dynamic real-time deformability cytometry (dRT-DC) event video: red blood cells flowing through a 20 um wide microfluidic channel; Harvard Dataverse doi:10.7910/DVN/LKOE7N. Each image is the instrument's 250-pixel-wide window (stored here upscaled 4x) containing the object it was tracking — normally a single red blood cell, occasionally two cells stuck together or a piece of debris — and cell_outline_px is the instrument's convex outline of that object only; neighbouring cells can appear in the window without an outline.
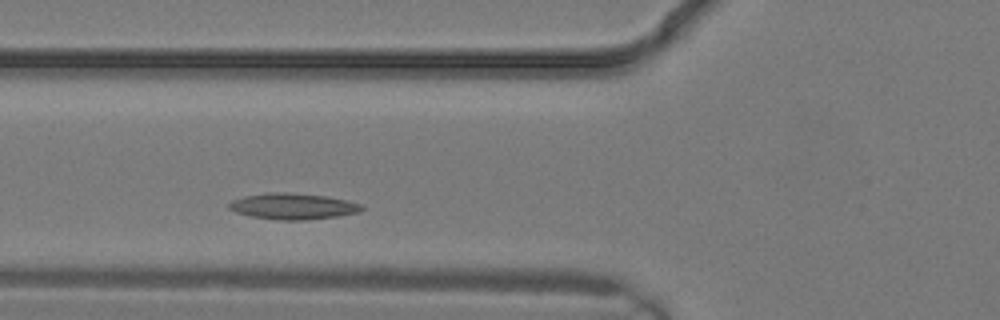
{"species": "common noctule bat (a hibernating species)", "species_latin": "Nyctalus noctula", "temperature_condition": "warm", "stored_images_in_passage": 7, "camera_frame_rate_fps": 3000, "um_per_image_px": 0.085, "animal": {"sex": "male", "body_mass_g": 19.2, "forearm_length_mm": 51.8}, "frame": {"image": 1, "passage_image": 2, "time_ms": 0.333, "image_size_px": [1000, 320], "cell_outline_px": [[364, 208], [360, 212], [340, 216], [304, 220], [280, 220], [252, 216], [236, 212], [228, 208], [228, 204], [232, 200], [244, 196], [268, 192], [288, 192], [328, 196], [360, 204]], "centroid_in_image_um": [24.9, 17.53], "position_along_channel_um": 100.9, "area_um2": 20.17}}
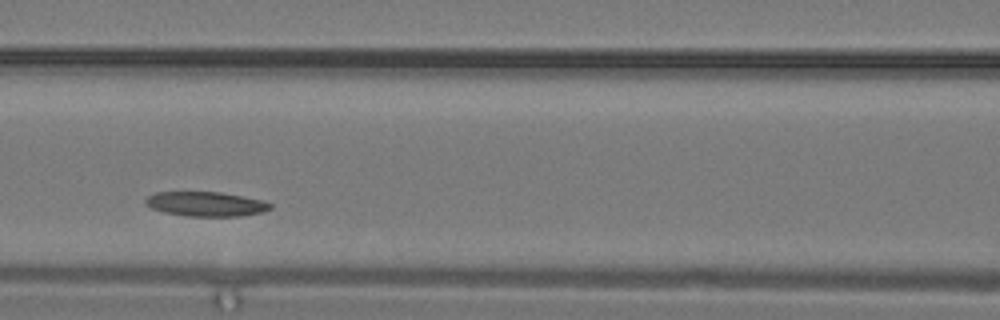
{"frame": {"image": 2, "passage_image": 4, "time_ms": 1.0, "image_size_px": [1000, 320], "cell_outline_px": [[272, 208], [264, 212], [244, 216], [188, 216], [164, 212], [152, 208], [144, 204], [144, 200], [148, 196], [156, 192], [220, 192], [264, 200], [272, 204]], "centroid_in_image_um": [17.53, 17.34], "position_along_channel_um": 149.1, "area_um2": 17.98}}
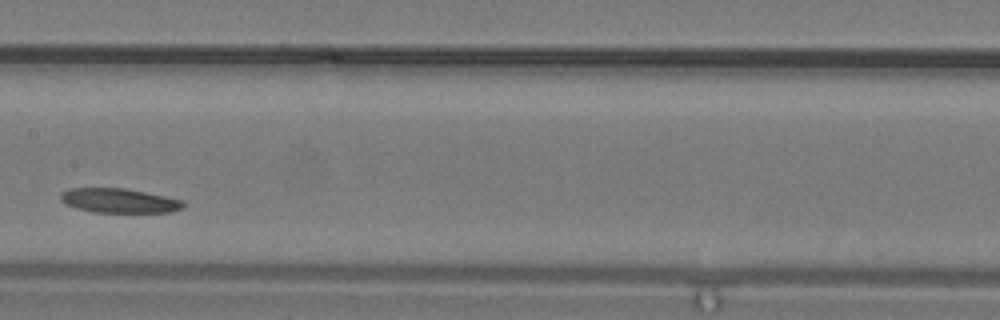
{"frame": {"image": 3, "passage_image": 6, "time_ms": 1.667, "image_size_px": [1000, 320], "cell_outline_px": [[184, 204], [180, 208], [172, 212], [92, 212], [76, 208], [60, 200], [60, 192], [68, 188], [124, 188], [184, 200]], "centroid_in_image_um": [10.08, 17.05], "position_along_channel_um": 197.3, "area_um2": 17.34}}